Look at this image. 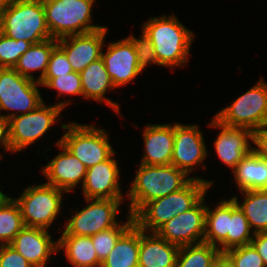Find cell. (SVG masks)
<instances>
[{"label": "cell", "mask_w": 267, "mask_h": 267, "mask_svg": "<svg viewBox=\"0 0 267 267\" xmlns=\"http://www.w3.org/2000/svg\"><path fill=\"white\" fill-rule=\"evenodd\" d=\"M60 142L61 139L55 144L62 152L42 168V173L48 178L47 184L69 193L79 182L83 184L87 168Z\"/></svg>", "instance_id": "obj_18"}, {"label": "cell", "mask_w": 267, "mask_h": 267, "mask_svg": "<svg viewBox=\"0 0 267 267\" xmlns=\"http://www.w3.org/2000/svg\"><path fill=\"white\" fill-rule=\"evenodd\" d=\"M113 156L87 169L81 184L85 198L124 199L119 183L120 169Z\"/></svg>", "instance_id": "obj_16"}, {"label": "cell", "mask_w": 267, "mask_h": 267, "mask_svg": "<svg viewBox=\"0 0 267 267\" xmlns=\"http://www.w3.org/2000/svg\"><path fill=\"white\" fill-rule=\"evenodd\" d=\"M244 201L239 203V198L233 196L239 208L246 216L253 233L267 232V189L262 190H245Z\"/></svg>", "instance_id": "obj_27"}, {"label": "cell", "mask_w": 267, "mask_h": 267, "mask_svg": "<svg viewBox=\"0 0 267 267\" xmlns=\"http://www.w3.org/2000/svg\"><path fill=\"white\" fill-rule=\"evenodd\" d=\"M107 30L103 27L94 32L57 39V45L65 52L74 72H82L90 63L101 58Z\"/></svg>", "instance_id": "obj_14"}, {"label": "cell", "mask_w": 267, "mask_h": 267, "mask_svg": "<svg viewBox=\"0 0 267 267\" xmlns=\"http://www.w3.org/2000/svg\"><path fill=\"white\" fill-rule=\"evenodd\" d=\"M243 211L233 198L229 199V231L227 238L218 246L220 252L251 244L254 237L253 231ZM252 232V233H250Z\"/></svg>", "instance_id": "obj_28"}, {"label": "cell", "mask_w": 267, "mask_h": 267, "mask_svg": "<svg viewBox=\"0 0 267 267\" xmlns=\"http://www.w3.org/2000/svg\"><path fill=\"white\" fill-rule=\"evenodd\" d=\"M134 180L127 193L130 200L129 212L134 216L146 203L160 197H165L185 187L192 179L187 174L170 165H145L140 164Z\"/></svg>", "instance_id": "obj_1"}, {"label": "cell", "mask_w": 267, "mask_h": 267, "mask_svg": "<svg viewBox=\"0 0 267 267\" xmlns=\"http://www.w3.org/2000/svg\"><path fill=\"white\" fill-rule=\"evenodd\" d=\"M37 85L40 83L21 76L14 68H0V110L13 113L1 115L7 120L35 110L43 102Z\"/></svg>", "instance_id": "obj_10"}, {"label": "cell", "mask_w": 267, "mask_h": 267, "mask_svg": "<svg viewBox=\"0 0 267 267\" xmlns=\"http://www.w3.org/2000/svg\"><path fill=\"white\" fill-rule=\"evenodd\" d=\"M57 46V39L51 38L32 44L19 58L14 69L24 77L40 82L47 71L52 50ZM40 71L38 79H35L31 71Z\"/></svg>", "instance_id": "obj_24"}, {"label": "cell", "mask_w": 267, "mask_h": 267, "mask_svg": "<svg viewBox=\"0 0 267 267\" xmlns=\"http://www.w3.org/2000/svg\"><path fill=\"white\" fill-rule=\"evenodd\" d=\"M210 267H235V265L225 252H220L214 258Z\"/></svg>", "instance_id": "obj_42"}, {"label": "cell", "mask_w": 267, "mask_h": 267, "mask_svg": "<svg viewBox=\"0 0 267 267\" xmlns=\"http://www.w3.org/2000/svg\"><path fill=\"white\" fill-rule=\"evenodd\" d=\"M57 242L58 250H65L66 258L74 267H101L91 237L61 235Z\"/></svg>", "instance_id": "obj_26"}, {"label": "cell", "mask_w": 267, "mask_h": 267, "mask_svg": "<svg viewBox=\"0 0 267 267\" xmlns=\"http://www.w3.org/2000/svg\"><path fill=\"white\" fill-rule=\"evenodd\" d=\"M63 192L47 183L25 188L22 195L14 199L25 226L48 230L61 210Z\"/></svg>", "instance_id": "obj_9"}, {"label": "cell", "mask_w": 267, "mask_h": 267, "mask_svg": "<svg viewBox=\"0 0 267 267\" xmlns=\"http://www.w3.org/2000/svg\"><path fill=\"white\" fill-rule=\"evenodd\" d=\"M9 196H6L1 190H0V206L2 203L8 198Z\"/></svg>", "instance_id": "obj_44"}, {"label": "cell", "mask_w": 267, "mask_h": 267, "mask_svg": "<svg viewBox=\"0 0 267 267\" xmlns=\"http://www.w3.org/2000/svg\"><path fill=\"white\" fill-rule=\"evenodd\" d=\"M206 157L207 149L198 125L175 123L171 164L189 175Z\"/></svg>", "instance_id": "obj_13"}, {"label": "cell", "mask_w": 267, "mask_h": 267, "mask_svg": "<svg viewBox=\"0 0 267 267\" xmlns=\"http://www.w3.org/2000/svg\"><path fill=\"white\" fill-rule=\"evenodd\" d=\"M41 86L56 89L59 95H82V84L80 74L78 72H71L66 75H59L52 79H42Z\"/></svg>", "instance_id": "obj_34"}, {"label": "cell", "mask_w": 267, "mask_h": 267, "mask_svg": "<svg viewBox=\"0 0 267 267\" xmlns=\"http://www.w3.org/2000/svg\"><path fill=\"white\" fill-rule=\"evenodd\" d=\"M62 129H67L62 135L61 144L73 154L88 169L115 154L109 144L108 134L103 129L93 125L76 123L62 124Z\"/></svg>", "instance_id": "obj_6"}, {"label": "cell", "mask_w": 267, "mask_h": 267, "mask_svg": "<svg viewBox=\"0 0 267 267\" xmlns=\"http://www.w3.org/2000/svg\"><path fill=\"white\" fill-rule=\"evenodd\" d=\"M0 32L31 44L51 39L42 0H10L0 22Z\"/></svg>", "instance_id": "obj_4"}, {"label": "cell", "mask_w": 267, "mask_h": 267, "mask_svg": "<svg viewBox=\"0 0 267 267\" xmlns=\"http://www.w3.org/2000/svg\"><path fill=\"white\" fill-rule=\"evenodd\" d=\"M74 72L67 60L65 52L57 45L51 52L47 71L43 79H52L59 75H66Z\"/></svg>", "instance_id": "obj_37"}, {"label": "cell", "mask_w": 267, "mask_h": 267, "mask_svg": "<svg viewBox=\"0 0 267 267\" xmlns=\"http://www.w3.org/2000/svg\"><path fill=\"white\" fill-rule=\"evenodd\" d=\"M34 267H46L51 253L58 251V242H54L48 230L25 226L9 244Z\"/></svg>", "instance_id": "obj_19"}, {"label": "cell", "mask_w": 267, "mask_h": 267, "mask_svg": "<svg viewBox=\"0 0 267 267\" xmlns=\"http://www.w3.org/2000/svg\"><path fill=\"white\" fill-rule=\"evenodd\" d=\"M142 26V31L150 38L160 66L173 68L184 66L188 62L190 46L195 36L175 15L150 17Z\"/></svg>", "instance_id": "obj_2"}, {"label": "cell", "mask_w": 267, "mask_h": 267, "mask_svg": "<svg viewBox=\"0 0 267 267\" xmlns=\"http://www.w3.org/2000/svg\"><path fill=\"white\" fill-rule=\"evenodd\" d=\"M24 227L19 205L8 197L0 206V245H9Z\"/></svg>", "instance_id": "obj_31"}, {"label": "cell", "mask_w": 267, "mask_h": 267, "mask_svg": "<svg viewBox=\"0 0 267 267\" xmlns=\"http://www.w3.org/2000/svg\"><path fill=\"white\" fill-rule=\"evenodd\" d=\"M219 253L218 247L206 242L180 246L175 267H210Z\"/></svg>", "instance_id": "obj_30"}, {"label": "cell", "mask_w": 267, "mask_h": 267, "mask_svg": "<svg viewBox=\"0 0 267 267\" xmlns=\"http://www.w3.org/2000/svg\"><path fill=\"white\" fill-rule=\"evenodd\" d=\"M31 45L30 42L15 40L0 32V68H14L20 56Z\"/></svg>", "instance_id": "obj_33"}, {"label": "cell", "mask_w": 267, "mask_h": 267, "mask_svg": "<svg viewBox=\"0 0 267 267\" xmlns=\"http://www.w3.org/2000/svg\"><path fill=\"white\" fill-rule=\"evenodd\" d=\"M214 118L223 125L252 131L267 125V83L260 78L255 86L220 110Z\"/></svg>", "instance_id": "obj_7"}, {"label": "cell", "mask_w": 267, "mask_h": 267, "mask_svg": "<svg viewBox=\"0 0 267 267\" xmlns=\"http://www.w3.org/2000/svg\"><path fill=\"white\" fill-rule=\"evenodd\" d=\"M233 175L240 191L267 189V160L252 151L236 166Z\"/></svg>", "instance_id": "obj_25"}, {"label": "cell", "mask_w": 267, "mask_h": 267, "mask_svg": "<svg viewBox=\"0 0 267 267\" xmlns=\"http://www.w3.org/2000/svg\"><path fill=\"white\" fill-rule=\"evenodd\" d=\"M252 142L257 146L252 151L261 159L267 160V125L253 130Z\"/></svg>", "instance_id": "obj_39"}, {"label": "cell", "mask_w": 267, "mask_h": 267, "mask_svg": "<svg viewBox=\"0 0 267 267\" xmlns=\"http://www.w3.org/2000/svg\"><path fill=\"white\" fill-rule=\"evenodd\" d=\"M225 253L230 257L235 267H266L252 244L235 247Z\"/></svg>", "instance_id": "obj_35"}, {"label": "cell", "mask_w": 267, "mask_h": 267, "mask_svg": "<svg viewBox=\"0 0 267 267\" xmlns=\"http://www.w3.org/2000/svg\"><path fill=\"white\" fill-rule=\"evenodd\" d=\"M205 196L191 209L174 216L156 233L166 241L178 246L201 243L204 240L206 205Z\"/></svg>", "instance_id": "obj_12"}, {"label": "cell", "mask_w": 267, "mask_h": 267, "mask_svg": "<svg viewBox=\"0 0 267 267\" xmlns=\"http://www.w3.org/2000/svg\"><path fill=\"white\" fill-rule=\"evenodd\" d=\"M70 101H63L53 106L43 102L35 110L26 114H17L8 119L9 142L11 152H20L41 138L57 119Z\"/></svg>", "instance_id": "obj_8"}, {"label": "cell", "mask_w": 267, "mask_h": 267, "mask_svg": "<svg viewBox=\"0 0 267 267\" xmlns=\"http://www.w3.org/2000/svg\"><path fill=\"white\" fill-rule=\"evenodd\" d=\"M0 267H34L10 245H0Z\"/></svg>", "instance_id": "obj_38"}, {"label": "cell", "mask_w": 267, "mask_h": 267, "mask_svg": "<svg viewBox=\"0 0 267 267\" xmlns=\"http://www.w3.org/2000/svg\"><path fill=\"white\" fill-rule=\"evenodd\" d=\"M127 38L134 46L137 55V61L142 70L150 63L159 65L155 55L154 47L150 41V38L145 34L144 31L142 32V36L140 38H136L132 35Z\"/></svg>", "instance_id": "obj_36"}, {"label": "cell", "mask_w": 267, "mask_h": 267, "mask_svg": "<svg viewBox=\"0 0 267 267\" xmlns=\"http://www.w3.org/2000/svg\"><path fill=\"white\" fill-rule=\"evenodd\" d=\"M211 127L221 128L217 139L214 141L216 154L224 164L232 168L252 152L250 141L253 140V131L244 127H229L219 123L215 118L210 123Z\"/></svg>", "instance_id": "obj_17"}, {"label": "cell", "mask_w": 267, "mask_h": 267, "mask_svg": "<svg viewBox=\"0 0 267 267\" xmlns=\"http://www.w3.org/2000/svg\"><path fill=\"white\" fill-rule=\"evenodd\" d=\"M145 151L141 164L170 165L174 147V124L147 125L143 131Z\"/></svg>", "instance_id": "obj_20"}, {"label": "cell", "mask_w": 267, "mask_h": 267, "mask_svg": "<svg viewBox=\"0 0 267 267\" xmlns=\"http://www.w3.org/2000/svg\"><path fill=\"white\" fill-rule=\"evenodd\" d=\"M10 0H0V22L2 19V15L7 7V5L9 4Z\"/></svg>", "instance_id": "obj_43"}, {"label": "cell", "mask_w": 267, "mask_h": 267, "mask_svg": "<svg viewBox=\"0 0 267 267\" xmlns=\"http://www.w3.org/2000/svg\"><path fill=\"white\" fill-rule=\"evenodd\" d=\"M127 222L117 223L114 227L91 236L98 260L102 263L114 248L118 239L134 224V216L128 213Z\"/></svg>", "instance_id": "obj_32"}, {"label": "cell", "mask_w": 267, "mask_h": 267, "mask_svg": "<svg viewBox=\"0 0 267 267\" xmlns=\"http://www.w3.org/2000/svg\"><path fill=\"white\" fill-rule=\"evenodd\" d=\"M101 58L115 88L125 86L142 72L134 46L128 38L108 44Z\"/></svg>", "instance_id": "obj_15"}, {"label": "cell", "mask_w": 267, "mask_h": 267, "mask_svg": "<svg viewBox=\"0 0 267 267\" xmlns=\"http://www.w3.org/2000/svg\"><path fill=\"white\" fill-rule=\"evenodd\" d=\"M229 231V200L220 201L215 209L206 205L205 234L203 242L218 247Z\"/></svg>", "instance_id": "obj_29"}, {"label": "cell", "mask_w": 267, "mask_h": 267, "mask_svg": "<svg viewBox=\"0 0 267 267\" xmlns=\"http://www.w3.org/2000/svg\"><path fill=\"white\" fill-rule=\"evenodd\" d=\"M123 199H89L88 205L67 220L62 235L91 237L100 231L114 227L116 214ZM90 203V204H89Z\"/></svg>", "instance_id": "obj_11"}, {"label": "cell", "mask_w": 267, "mask_h": 267, "mask_svg": "<svg viewBox=\"0 0 267 267\" xmlns=\"http://www.w3.org/2000/svg\"><path fill=\"white\" fill-rule=\"evenodd\" d=\"M213 181L192 179L185 187L146 203L135 215L134 223L145 232H156L174 216L194 207L213 186Z\"/></svg>", "instance_id": "obj_3"}, {"label": "cell", "mask_w": 267, "mask_h": 267, "mask_svg": "<svg viewBox=\"0 0 267 267\" xmlns=\"http://www.w3.org/2000/svg\"><path fill=\"white\" fill-rule=\"evenodd\" d=\"M140 228L134 223L116 242L101 267H138Z\"/></svg>", "instance_id": "obj_23"}, {"label": "cell", "mask_w": 267, "mask_h": 267, "mask_svg": "<svg viewBox=\"0 0 267 267\" xmlns=\"http://www.w3.org/2000/svg\"><path fill=\"white\" fill-rule=\"evenodd\" d=\"M51 38L94 32L105 26L93 25L91 10L95 0H42Z\"/></svg>", "instance_id": "obj_5"}, {"label": "cell", "mask_w": 267, "mask_h": 267, "mask_svg": "<svg viewBox=\"0 0 267 267\" xmlns=\"http://www.w3.org/2000/svg\"><path fill=\"white\" fill-rule=\"evenodd\" d=\"M82 84V96L87 99H93L97 102L105 101L117 113H120L119 104L105 97L108 88H115L106 71V66L102 58L90 63L82 72L79 73Z\"/></svg>", "instance_id": "obj_22"}, {"label": "cell", "mask_w": 267, "mask_h": 267, "mask_svg": "<svg viewBox=\"0 0 267 267\" xmlns=\"http://www.w3.org/2000/svg\"><path fill=\"white\" fill-rule=\"evenodd\" d=\"M180 246L140 229L138 267H175Z\"/></svg>", "instance_id": "obj_21"}, {"label": "cell", "mask_w": 267, "mask_h": 267, "mask_svg": "<svg viewBox=\"0 0 267 267\" xmlns=\"http://www.w3.org/2000/svg\"><path fill=\"white\" fill-rule=\"evenodd\" d=\"M251 244L255 247L267 267V232L255 233Z\"/></svg>", "instance_id": "obj_40"}, {"label": "cell", "mask_w": 267, "mask_h": 267, "mask_svg": "<svg viewBox=\"0 0 267 267\" xmlns=\"http://www.w3.org/2000/svg\"><path fill=\"white\" fill-rule=\"evenodd\" d=\"M0 145L6 151L11 152L10 142H9V130H8V120L2 117L0 114Z\"/></svg>", "instance_id": "obj_41"}]
</instances>
